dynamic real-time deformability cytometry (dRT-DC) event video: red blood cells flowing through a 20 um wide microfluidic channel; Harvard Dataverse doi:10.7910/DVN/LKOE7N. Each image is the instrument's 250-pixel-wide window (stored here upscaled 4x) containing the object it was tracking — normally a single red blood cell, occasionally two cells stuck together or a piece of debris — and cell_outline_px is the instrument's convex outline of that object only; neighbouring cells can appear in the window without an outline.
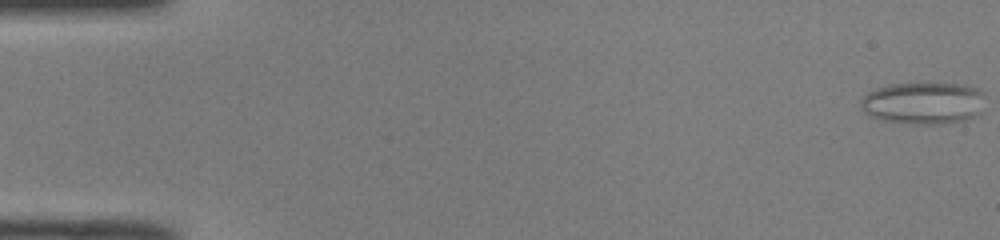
{"species": "common noctule bat (a hibernating species)", "species_latin": "Nyctalus noctula", "temperature_condition": "room temperature", "stored_images_in_passage": 51, "camera_frame_rate_fps": 3000, "um_per_image_px": 0.085, "animal": {"sex": "male", "body_mass_g": 19.0, "forearm_length_mm": 50.8}, "frame": {"image": 1, "passage_image": 1, "time_ms": 0.0, "image_size_px": [1000, 240], "cell_outline_px": [[980, 92], [976, 112], [972, 116], [960, 120], [932, 124], [916, 124], [880, 120], [864, 112], [860, 108], [860, 100], [868, 92], [876, 88], [892, 84], [964, 84], [976, 88]], "centroid_in_image_um": [78.32, 8.75], "position_along_channel_um": 6.7, "area_um2": 29.36}}
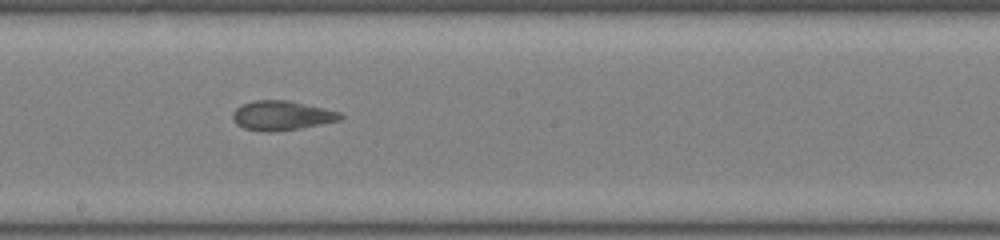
{"frame": {"image": 2, "passage_image": 29, "time_ms": 9.333, "image_size_px": [1000, 240], "cell_outline_px": [[344, 116], [340, 120], [300, 128], [272, 132], [268, 132], [244, 128], [236, 124], [232, 120], [232, 112], [240, 104], [252, 100], [288, 100], [324, 108], [340, 112]], "centroid_in_image_um": [23.9, 9.81], "position_along_channel_um": 224.3, "area_um2": 18.55}}
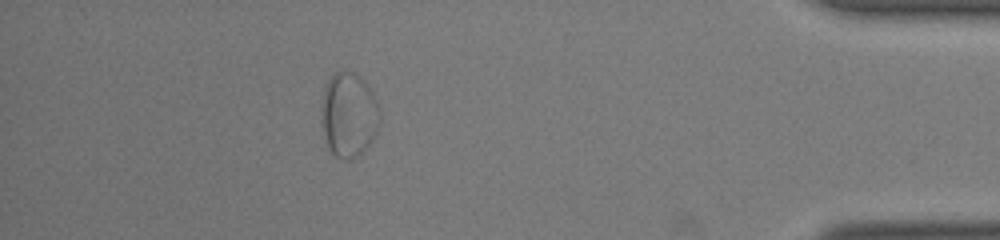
{"frame": {"image": 3, "passage_image": 46, "time_ms": 15.0, "image_size_px": [1000, 240], "cell_outline_px": [[380, 120], [376, 132], [372, 140], [356, 156], [336, 156], [328, 148], [320, 120], [324, 84], [336, 72], [356, 72], [364, 80], [372, 92], [380, 112]], "centroid_in_image_um": [29.62, 9.7], "position_along_channel_um": 405.6, "area_um2": 28.38}}